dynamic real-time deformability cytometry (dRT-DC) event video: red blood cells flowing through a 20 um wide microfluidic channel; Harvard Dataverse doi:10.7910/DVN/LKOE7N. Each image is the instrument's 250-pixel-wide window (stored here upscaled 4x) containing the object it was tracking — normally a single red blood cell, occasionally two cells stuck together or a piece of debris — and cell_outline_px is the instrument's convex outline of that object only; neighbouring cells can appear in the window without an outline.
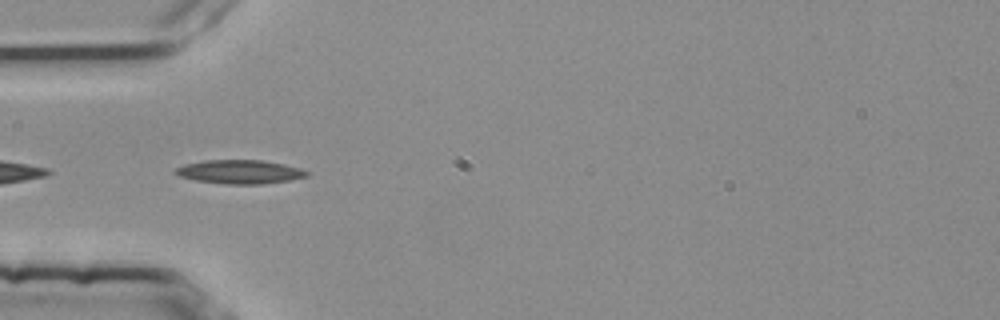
{"species": "common noctule bat (a hibernating species)", "species_latin": "Nyctalus noctula", "temperature_condition": "room temperature", "stored_images_in_passage": 4, "segment_of_instrument_passage": [2, 2], "camera_frame_rate_fps": 3000, "um_per_image_px": 0.085, "animal": {"sex": "female", "body_mass_g": 25.1}, "frame": {"image": 1, "passage_image": 3, "time_ms": 0.667, "image_size_px": [1000, 320], "cell_outline_px": [[308, 176], [288, 180], [264, 184], [228, 184], [196, 180], [180, 176], [176, 172], [176, 168], [184, 164], [204, 160], [264, 160], [284, 164], [300, 168], [308, 172]], "centroid_in_image_um": [20.41, 14.6], "position_along_channel_um": 64.6, "area_um2": 18.03}}